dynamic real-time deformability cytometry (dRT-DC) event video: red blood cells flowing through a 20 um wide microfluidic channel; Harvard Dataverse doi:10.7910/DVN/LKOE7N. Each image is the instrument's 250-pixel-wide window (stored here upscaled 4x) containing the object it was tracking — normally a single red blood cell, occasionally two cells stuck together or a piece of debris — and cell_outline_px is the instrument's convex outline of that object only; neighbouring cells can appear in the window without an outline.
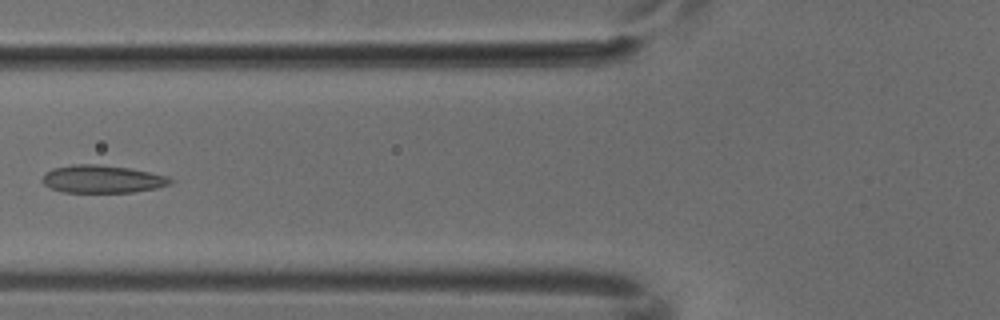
{"species": "common noctule bat (a hibernating species)", "species_latin": "Nyctalus noctula", "temperature_condition": "cold", "stored_images_in_passage": 7, "camera_frame_rate_fps": 3000, "um_per_image_px": 0.085, "animal": {"sex": "male", "body_mass_g": 18.8}, "frame": {"image": 1, "passage_image": 6, "time_ms": 1.667, "image_size_px": [1000, 320], "cell_outline_px": [[172, 184], [156, 188], [132, 192], [64, 192], [52, 188], [44, 184], [40, 180], [44, 172], [52, 168], [72, 164], [96, 164], [128, 168], [168, 176], [172, 180]], "centroid_in_image_um": [8.65, 15.21], "position_along_channel_um": 117.2, "area_um2": 20.69}}
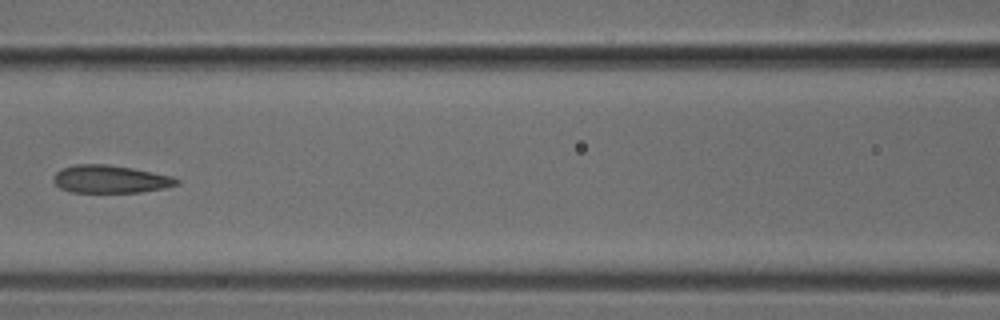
{"frame": {"image": 2, "passage_image": 7, "time_ms": 2.0, "image_size_px": [1000, 320], "cell_outline_px": [[180, 184], [164, 188], [140, 192], [72, 192], [60, 188], [52, 180], [56, 172], [64, 168], [76, 164], [108, 164], [132, 168], [172, 176], [180, 180]], "centroid_in_image_um": [9.39, 15.23], "position_along_channel_um": 157.2, "area_um2": 19.88}}